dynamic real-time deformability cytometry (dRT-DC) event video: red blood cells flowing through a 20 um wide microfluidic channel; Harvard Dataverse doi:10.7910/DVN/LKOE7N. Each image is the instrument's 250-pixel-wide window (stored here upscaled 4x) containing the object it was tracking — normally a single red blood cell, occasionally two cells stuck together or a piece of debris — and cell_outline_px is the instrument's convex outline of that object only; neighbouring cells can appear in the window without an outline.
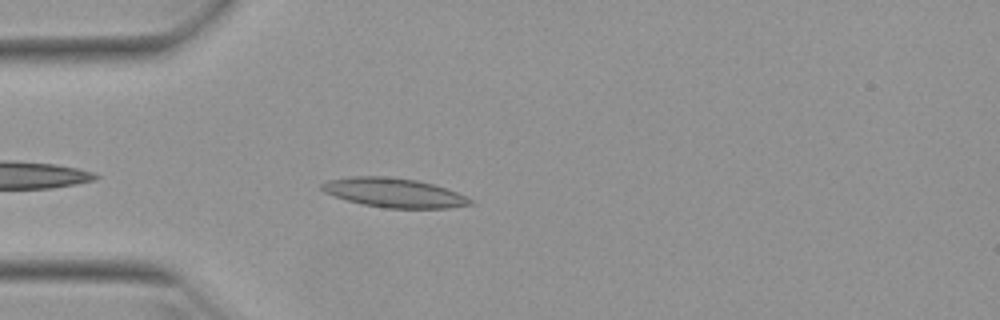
{"species": "Egyptian fruit bat (a non-hibernating species)", "species_latin": "Rousettus aegyptiacus", "temperature_condition": "warm", "stored_images_in_passage": 26, "camera_frame_rate_fps": 3000, "um_per_image_px": 0.085, "animal": {"sex": "female"}, "frame": {"image": 1, "passage_image": 3, "time_ms": 0.667, "image_size_px": [1000, 320], "cell_outline_px": [[472, 204], [448, 208], [384, 208], [364, 204], [348, 200], [324, 192], [320, 188], [320, 184], [328, 180], [352, 176], [384, 176], [416, 180], [432, 184], [456, 192], [472, 200]], "centroid_in_image_um": [33.45, 16.38], "position_along_channel_um": 51.5, "area_um2": 24.97}}
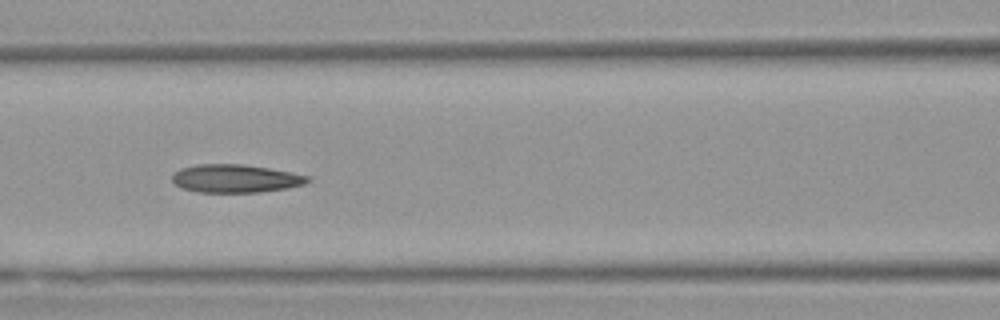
{"frame": {"image": 2, "passage_image": 11, "time_ms": 3.333, "image_size_px": [1000, 320], "cell_outline_px": [[312, 180], [304, 184], [288, 188], [260, 192], [196, 192], [180, 188], [172, 180], [172, 176], [180, 168], [196, 164], [244, 164], [292, 172], [312, 176]], "centroid_in_image_um": [20.05, 15.17], "position_along_channel_um": 146.6, "area_um2": 22.43}}
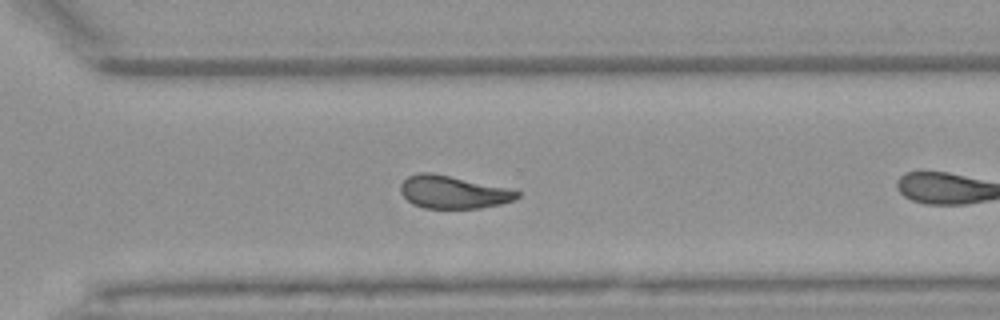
{"frame": {"image": 3, "passage_image": 22, "time_ms": 7.0, "image_size_px": [1000, 320], "cell_outline_px": [[520, 196], [516, 200], [500, 204], [480, 208], [424, 208], [412, 204], [400, 192], [400, 184], [408, 176], [416, 172], [432, 172], [508, 188], [520, 192]], "centroid_in_image_um": [38.5, 16.32], "position_along_channel_um": 332.1, "area_um2": 22.37}}